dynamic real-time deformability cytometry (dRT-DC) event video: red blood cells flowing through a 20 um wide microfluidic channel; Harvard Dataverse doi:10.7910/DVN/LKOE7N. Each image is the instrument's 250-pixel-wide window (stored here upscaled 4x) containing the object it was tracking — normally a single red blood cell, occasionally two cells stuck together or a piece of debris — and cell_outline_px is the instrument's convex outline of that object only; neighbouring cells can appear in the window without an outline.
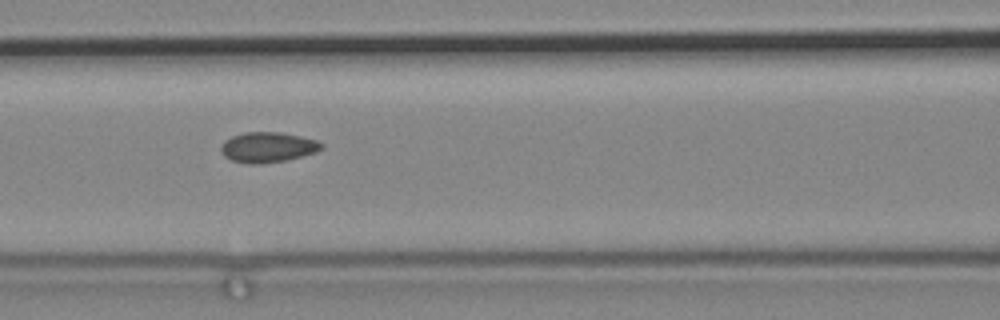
{"species": "common noctule bat (a hibernating species)", "species_latin": "Nyctalus noctula", "temperature_condition": "cold", "stored_images_in_passage": 7, "segment_of_instrument_passage": [1, 2], "camera_frame_rate_fps": 3000, "um_per_image_px": 0.085, "animal": {"sex": "male", "body_mass_g": 19.2, "forearm_length_mm": 51.8}, "frame": {"image": 1, "passage_image": 5, "time_ms": 1.333, "image_size_px": [1000, 320], "cell_outline_px": [[324, 148], [316, 152], [284, 160], [260, 164], [248, 164], [232, 160], [224, 156], [220, 152], [220, 144], [224, 140], [232, 136], [244, 132], [280, 132], [300, 136], [316, 140], [324, 144]], "centroid_in_image_um": [22.73, 12.51], "position_along_channel_um": 143.9, "area_um2": 17.8}}
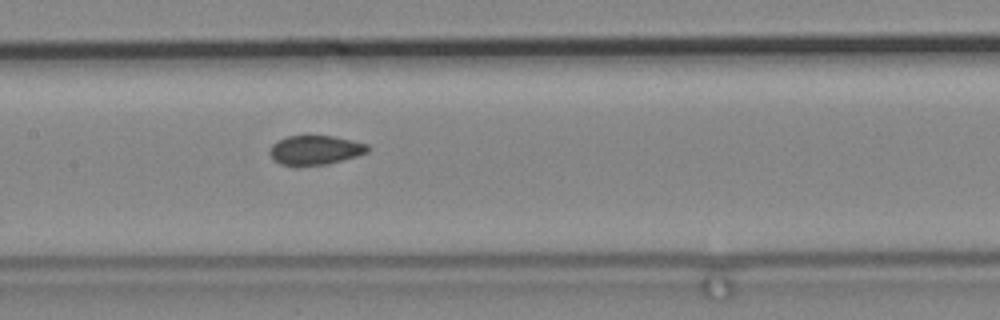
{"frame": {"image": 2, "passage_image": 6, "time_ms": 1.667, "image_size_px": [1000, 320], "cell_outline_px": [[368, 152], [356, 156], [324, 164], [280, 164], [272, 160], [268, 152], [268, 148], [276, 140], [288, 136], [336, 136], [368, 144]], "centroid_in_image_um": [26.74, 12.73], "position_along_channel_um": 180.7, "area_um2": 16.53}}